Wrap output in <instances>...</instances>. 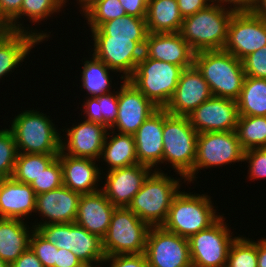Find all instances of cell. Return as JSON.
Segmentation results:
<instances>
[{
  "mask_svg": "<svg viewBox=\"0 0 266 267\" xmlns=\"http://www.w3.org/2000/svg\"><path fill=\"white\" fill-rule=\"evenodd\" d=\"M253 13L266 20V0H257Z\"/></svg>",
  "mask_w": 266,
  "mask_h": 267,
  "instance_id": "52",
  "label": "cell"
},
{
  "mask_svg": "<svg viewBox=\"0 0 266 267\" xmlns=\"http://www.w3.org/2000/svg\"><path fill=\"white\" fill-rule=\"evenodd\" d=\"M57 248L72 251L84 265L102 263V239L75 223L46 224L36 229Z\"/></svg>",
  "mask_w": 266,
  "mask_h": 267,
  "instance_id": "9",
  "label": "cell"
},
{
  "mask_svg": "<svg viewBox=\"0 0 266 267\" xmlns=\"http://www.w3.org/2000/svg\"><path fill=\"white\" fill-rule=\"evenodd\" d=\"M242 148H266V117L239 116L235 130Z\"/></svg>",
  "mask_w": 266,
  "mask_h": 267,
  "instance_id": "35",
  "label": "cell"
},
{
  "mask_svg": "<svg viewBox=\"0 0 266 267\" xmlns=\"http://www.w3.org/2000/svg\"><path fill=\"white\" fill-rule=\"evenodd\" d=\"M57 157L58 155L18 153L12 178L30 185Z\"/></svg>",
  "mask_w": 266,
  "mask_h": 267,
  "instance_id": "36",
  "label": "cell"
},
{
  "mask_svg": "<svg viewBox=\"0 0 266 267\" xmlns=\"http://www.w3.org/2000/svg\"><path fill=\"white\" fill-rule=\"evenodd\" d=\"M76 1L80 5L79 7L82 9L80 11L83 12L95 0H76Z\"/></svg>",
  "mask_w": 266,
  "mask_h": 267,
  "instance_id": "53",
  "label": "cell"
},
{
  "mask_svg": "<svg viewBox=\"0 0 266 267\" xmlns=\"http://www.w3.org/2000/svg\"><path fill=\"white\" fill-rule=\"evenodd\" d=\"M80 197L81 194L64 185L36 195L35 213L40 214L42 221L32 223L34 228L37 229L39 226L46 224L74 223Z\"/></svg>",
  "mask_w": 266,
  "mask_h": 267,
  "instance_id": "18",
  "label": "cell"
},
{
  "mask_svg": "<svg viewBox=\"0 0 266 267\" xmlns=\"http://www.w3.org/2000/svg\"><path fill=\"white\" fill-rule=\"evenodd\" d=\"M68 1L69 0H23L20 13L8 24L9 30L33 34L41 42L45 40L48 41L47 38L50 37V34L44 31L38 32L36 28L35 30H29V27L22 26L24 24L19 20L20 18L22 19V16L23 18L25 16L33 25L34 23L39 24L41 21L48 19V17L50 18L52 14L60 13L61 8L63 9Z\"/></svg>",
  "mask_w": 266,
  "mask_h": 267,
  "instance_id": "28",
  "label": "cell"
},
{
  "mask_svg": "<svg viewBox=\"0 0 266 267\" xmlns=\"http://www.w3.org/2000/svg\"><path fill=\"white\" fill-rule=\"evenodd\" d=\"M225 219L222 215L208 229L188 239L192 266L226 267L231 244L237 237H233Z\"/></svg>",
  "mask_w": 266,
  "mask_h": 267,
  "instance_id": "10",
  "label": "cell"
},
{
  "mask_svg": "<svg viewBox=\"0 0 266 267\" xmlns=\"http://www.w3.org/2000/svg\"><path fill=\"white\" fill-rule=\"evenodd\" d=\"M9 31L8 24L0 17V33Z\"/></svg>",
  "mask_w": 266,
  "mask_h": 267,
  "instance_id": "54",
  "label": "cell"
},
{
  "mask_svg": "<svg viewBox=\"0 0 266 267\" xmlns=\"http://www.w3.org/2000/svg\"><path fill=\"white\" fill-rule=\"evenodd\" d=\"M23 0H0V17L9 24L21 10Z\"/></svg>",
  "mask_w": 266,
  "mask_h": 267,
  "instance_id": "46",
  "label": "cell"
},
{
  "mask_svg": "<svg viewBox=\"0 0 266 267\" xmlns=\"http://www.w3.org/2000/svg\"><path fill=\"white\" fill-rule=\"evenodd\" d=\"M241 61L246 76L266 79V45Z\"/></svg>",
  "mask_w": 266,
  "mask_h": 267,
  "instance_id": "43",
  "label": "cell"
},
{
  "mask_svg": "<svg viewBox=\"0 0 266 267\" xmlns=\"http://www.w3.org/2000/svg\"><path fill=\"white\" fill-rule=\"evenodd\" d=\"M159 108L127 79L118 89L117 120L109 128L115 132L134 135L143 122Z\"/></svg>",
  "mask_w": 266,
  "mask_h": 267,
  "instance_id": "15",
  "label": "cell"
},
{
  "mask_svg": "<svg viewBox=\"0 0 266 267\" xmlns=\"http://www.w3.org/2000/svg\"><path fill=\"white\" fill-rule=\"evenodd\" d=\"M266 45V20L253 12L234 13L224 50L242 60Z\"/></svg>",
  "mask_w": 266,
  "mask_h": 267,
  "instance_id": "14",
  "label": "cell"
},
{
  "mask_svg": "<svg viewBox=\"0 0 266 267\" xmlns=\"http://www.w3.org/2000/svg\"><path fill=\"white\" fill-rule=\"evenodd\" d=\"M127 15L146 17L149 0H119Z\"/></svg>",
  "mask_w": 266,
  "mask_h": 267,
  "instance_id": "47",
  "label": "cell"
},
{
  "mask_svg": "<svg viewBox=\"0 0 266 267\" xmlns=\"http://www.w3.org/2000/svg\"><path fill=\"white\" fill-rule=\"evenodd\" d=\"M115 208L102 190L82 194L74 223L103 239L107 234Z\"/></svg>",
  "mask_w": 266,
  "mask_h": 267,
  "instance_id": "24",
  "label": "cell"
},
{
  "mask_svg": "<svg viewBox=\"0 0 266 267\" xmlns=\"http://www.w3.org/2000/svg\"><path fill=\"white\" fill-rule=\"evenodd\" d=\"M258 240H257L258 267H266V238Z\"/></svg>",
  "mask_w": 266,
  "mask_h": 267,
  "instance_id": "51",
  "label": "cell"
},
{
  "mask_svg": "<svg viewBox=\"0 0 266 267\" xmlns=\"http://www.w3.org/2000/svg\"><path fill=\"white\" fill-rule=\"evenodd\" d=\"M153 170L148 166L137 163L107 171V174H102L106 178L104 187L101 186L100 188L115 207H128Z\"/></svg>",
  "mask_w": 266,
  "mask_h": 267,
  "instance_id": "19",
  "label": "cell"
},
{
  "mask_svg": "<svg viewBox=\"0 0 266 267\" xmlns=\"http://www.w3.org/2000/svg\"><path fill=\"white\" fill-rule=\"evenodd\" d=\"M248 165L249 180L266 178V148L248 149L244 153V162ZM249 161V162H248Z\"/></svg>",
  "mask_w": 266,
  "mask_h": 267,
  "instance_id": "42",
  "label": "cell"
},
{
  "mask_svg": "<svg viewBox=\"0 0 266 267\" xmlns=\"http://www.w3.org/2000/svg\"><path fill=\"white\" fill-rule=\"evenodd\" d=\"M197 137L187 116L172 115L164 109L163 163H170L187 184L194 181Z\"/></svg>",
  "mask_w": 266,
  "mask_h": 267,
  "instance_id": "3",
  "label": "cell"
},
{
  "mask_svg": "<svg viewBox=\"0 0 266 267\" xmlns=\"http://www.w3.org/2000/svg\"><path fill=\"white\" fill-rule=\"evenodd\" d=\"M197 133L235 131L239 118L236 100L212 96L189 116Z\"/></svg>",
  "mask_w": 266,
  "mask_h": 267,
  "instance_id": "16",
  "label": "cell"
},
{
  "mask_svg": "<svg viewBox=\"0 0 266 267\" xmlns=\"http://www.w3.org/2000/svg\"><path fill=\"white\" fill-rule=\"evenodd\" d=\"M0 267H10V265L0 259Z\"/></svg>",
  "mask_w": 266,
  "mask_h": 267,
  "instance_id": "55",
  "label": "cell"
},
{
  "mask_svg": "<svg viewBox=\"0 0 266 267\" xmlns=\"http://www.w3.org/2000/svg\"><path fill=\"white\" fill-rule=\"evenodd\" d=\"M163 126L164 109H158L134 134L138 163L156 171H163L158 166L163 163Z\"/></svg>",
  "mask_w": 266,
  "mask_h": 267,
  "instance_id": "22",
  "label": "cell"
},
{
  "mask_svg": "<svg viewBox=\"0 0 266 267\" xmlns=\"http://www.w3.org/2000/svg\"><path fill=\"white\" fill-rule=\"evenodd\" d=\"M212 202L205 193L191 194L180 190L172 200L162 227L189 239L199 231L208 229L222 216L216 213Z\"/></svg>",
  "mask_w": 266,
  "mask_h": 267,
  "instance_id": "6",
  "label": "cell"
},
{
  "mask_svg": "<svg viewBox=\"0 0 266 267\" xmlns=\"http://www.w3.org/2000/svg\"><path fill=\"white\" fill-rule=\"evenodd\" d=\"M234 11L212 3L203 10L184 18L180 34L196 53L224 49L228 27Z\"/></svg>",
  "mask_w": 266,
  "mask_h": 267,
  "instance_id": "4",
  "label": "cell"
},
{
  "mask_svg": "<svg viewBox=\"0 0 266 267\" xmlns=\"http://www.w3.org/2000/svg\"><path fill=\"white\" fill-rule=\"evenodd\" d=\"M245 150L242 148L235 131L205 132L197 137L194 180L202 168H216L244 162Z\"/></svg>",
  "mask_w": 266,
  "mask_h": 267,
  "instance_id": "12",
  "label": "cell"
},
{
  "mask_svg": "<svg viewBox=\"0 0 266 267\" xmlns=\"http://www.w3.org/2000/svg\"><path fill=\"white\" fill-rule=\"evenodd\" d=\"M99 28L112 38H132V41H146L148 35L146 17L125 15L104 22Z\"/></svg>",
  "mask_w": 266,
  "mask_h": 267,
  "instance_id": "34",
  "label": "cell"
},
{
  "mask_svg": "<svg viewBox=\"0 0 266 267\" xmlns=\"http://www.w3.org/2000/svg\"><path fill=\"white\" fill-rule=\"evenodd\" d=\"M84 264L69 250L58 248L55 267H82Z\"/></svg>",
  "mask_w": 266,
  "mask_h": 267,
  "instance_id": "48",
  "label": "cell"
},
{
  "mask_svg": "<svg viewBox=\"0 0 266 267\" xmlns=\"http://www.w3.org/2000/svg\"><path fill=\"white\" fill-rule=\"evenodd\" d=\"M181 66L147 58L144 54L133 74L127 79L159 109H165L173 97Z\"/></svg>",
  "mask_w": 266,
  "mask_h": 267,
  "instance_id": "7",
  "label": "cell"
},
{
  "mask_svg": "<svg viewBox=\"0 0 266 267\" xmlns=\"http://www.w3.org/2000/svg\"><path fill=\"white\" fill-rule=\"evenodd\" d=\"M183 20L177 0H149L146 16L148 33H178Z\"/></svg>",
  "mask_w": 266,
  "mask_h": 267,
  "instance_id": "30",
  "label": "cell"
},
{
  "mask_svg": "<svg viewBox=\"0 0 266 267\" xmlns=\"http://www.w3.org/2000/svg\"><path fill=\"white\" fill-rule=\"evenodd\" d=\"M88 59V60H87ZM84 57L83 71L80 72L82 88L90 97H96L111 92L112 78L110 69L103 61L97 59L93 54L90 58ZM90 59V60H89Z\"/></svg>",
  "mask_w": 266,
  "mask_h": 267,
  "instance_id": "31",
  "label": "cell"
},
{
  "mask_svg": "<svg viewBox=\"0 0 266 267\" xmlns=\"http://www.w3.org/2000/svg\"><path fill=\"white\" fill-rule=\"evenodd\" d=\"M109 262L110 267H149L145 253L109 256L101 264Z\"/></svg>",
  "mask_w": 266,
  "mask_h": 267,
  "instance_id": "44",
  "label": "cell"
},
{
  "mask_svg": "<svg viewBox=\"0 0 266 267\" xmlns=\"http://www.w3.org/2000/svg\"><path fill=\"white\" fill-rule=\"evenodd\" d=\"M226 267H258L257 241L237 236L231 244Z\"/></svg>",
  "mask_w": 266,
  "mask_h": 267,
  "instance_id": "38",
  "label": "cell"
},
{
  "mask_svg": "<svg viewBox=\"0 0 266 267\" xmlns=\"http://www.w3.org/2000/svg\"><path fill=\"white\" fill-rule=\"evenodd\" d=\"M237 105L239 116L266 117V79L246 76Z\"/></svg>",
  "mask_w": 266,
  "mask_h": 267,
  "instance_id": "32",
  "label": "cell"
},
{
  "mask_svg": "<svg viewBox=\"0 0 266 267\" xmlns=\"http://www.w3.org/2000/svg\"><path fill=\"white\" fill-rule=\"evenodd\" d=\"M34 229L24 220L0 218V259L9 265L16 261L30 247Z\"/></svg>",
  "mask_w": 266,
  "mask_h": 267,
  "instance_id": "27",
  "label": "cell"
},
{
  "mask_svg": "<svg viewBox=\"0 0 266 267\" xmlns=\"http://www.w3.org/2000/svg\"><path fill=\"white\" fill-rule=\"evenodd\" d=\"M30 248L41 261L43 267H55L56 245L50 243L36 229L30 237Z\"/></svg>",
  "mask_w": 266,
  "mask_h": 267,
  "instance_id": "41",
  "label": "cell"
},
{
  "mask_svg": "<svg viewBox=\"0 0 266 267\" xmlns=\"http://www.w3.org/2000/svg\"><path fill=\"white\" fill-rule=\"evenodd\" d=\"M212 97L208 83L193 65L182 71L175 93L165 110L176 116H189Z\"/></svg>",
  "mask_w": 266,
  "mask_h": 267,
  "instance_id": "20",
  "label": "cell"
},
{
  "mask_svg": "<svg viewBox=\"0 0 266 267\" xmlns=\"http://www.w3.org/2000/svg\"><path fill=\"white\" fill-rule=\"evenodd\" d=\"M62 185V166L58 157L30 184L36 195L57 189Z\"/></svg>",
  "mask_w": 266,
  "mask_h": 267,
  "instance_id": "40",
  "label": "cell"
},
{
  "mask_svg": "<svg viewBox=\"0 0 266 267\" xmlns=\"http://www.w3.org/2000/svg\"><path fill=\"white\" fill-rule=\"evenodd\" d=\"M10 267H43V265L29 247Z\"/></svg>",
  "mask_w": 266,
  "mask_h": 267,
  "instance_id": "50",
  "label": "cell"
},
{
  "mask_svg": "<svg viewBox=\"0 0 266 267\" xmlns=\"http://www.w3.org/2000/svg\"><path fill=\"white\" fill-rule=\"evenodd\" d=\"M80 14L88 20L89 29L99 28L104 22L127 15L119 0H95Z\"/></svg>",
  "mask_w": 266,
  "mask_h": 267,
  "instance_id": "37",
  "label": "cell"
},
{
  "mask_svg": "<svg viewBox=\"0 0 266 267\" xmlns=\"http://www.w3.org/2000/svg\"><path fill=\"white\" fill-rule=\"evenodd\" d=\"M147 58L181 66L183 69L193 66L195 52L178 33H148L143 48Z\"/></svg>",
  "mask_w": 266,
  "mask_h": 267,
  "instance_id": "21",
  "label": "cell"
},
{
  "mask_svg": "<svg viewBox=\"0 0 266 267\" xmlns=\"http://www.w3.org/2000/svg\"><path fill=\"white\" fill-rule=\"evenodd\" d=\"M164 171L153 170L143 182L142 187L133 197L128 208L150 227L162 226L165 222L173 198L182 186L181 179Z\"/></svg>",
  "mask_w": 266,
  "mask_h": 267,
  "instance_id": "2",
  "label": "cell"
},
{
  "mask_svg": "<svg viewBox=\"0 0 266 267\" xmlns=\"http://www.w3.org/2000/svg\"><path fill=\"white\" fill-rule=\"evenodd\" d=\"M93 55L103 61L110 69L122 73L120 79H128L143 57L146 41H132V38H112L100 28L91 29Z\"/></svg>",
  "mask_w": 266,
  "mask_h": 267,
  "instance_id": "11",
  "label": "cell"
},
{
  "mask_svg": "<svg viewBox=\"0 0 266 267\" xmlns=\"http://www.w3.org/2000/svg\"><path fill=\"white\" fill-rule=\"evenodd\" d=\"M52 121L49 115L34 109L15 116L9 129L18 153L58 155L62 135Z\"/></svg>",
  "mask_w": 266,
  "mask_h": 267,
  "instance_id": "5",
  "label": "cell"
},
{
  "mask_svg": "<svg viewBox=\"0 0 266 267\" xmlns=\"http://www.w3.org/2000/svg\"><path fill=\"white\" fill-rule=\"evenodd\" d=\"M149 229L150 226L128 207H116L102 239L105 257L145 253Z\"/></svg>",
  "mask_w": 266,
  "mask_h": 267,
  "instance_id": "8",
  "label": "cell"
},
{
  "mask_svg": "<svg viewBox=\"0 0 266 267\" xmlns=\"http://www.w3.org/2000/svg\"><path fill=\"white\" fill-rule=\"evenodd\" d=\"M65 129L66 135L62 134L65 138H61V151L64 154L72 157L91 158L100 162L103 144L109 130L106 125L83 120V122L73 124L70 128L65 127Z\"/></svg>",
  "mask_w": 266,
  "mask_h": 267,
  "instance_id": "17",
  "label": "cell"
},
{
  "mask_svg": "<svg viewBox=\"0 0 266 267\" xmlns=\"http://www.w3.org/2000/svg\"><path fill=\"white\" fill-rule=\"evenodd\" d=\"M100 158L107 164L108 171L137 164L134 135L116 133L109 129Z\"/></svg>",
  "mask_w": 266,
  "mask_h": 267,
  "instance_id": "29",
  "label": "cell"
},
{
  "mask_svg": "<svg viewBox=\"0 0 266 267\" xmlns=\"http://www.w3.org/2000/svg\"><path fill=\"white\" fill-rule=\"evenodd\" d=\"M193 65L208 83L212 96L238 100L246 77L241 60L224 49L204 50L194 54Z\"/></svg>",
  "mask_w": 266,
  "mask_h": 267,
  "instance_id": "1",
  "label": "cell"
},
{
  "mask_svg": "<svg viewBox=\"0 0 266 267\" xmlns=\"http://www.w3.org/2000/svg\"><path fill=\"white\" fill-rule=\"evenodd\" d=\"M62 166L63 185L79 194L94 193L99 190L102 167L91 158L72 157L62 151L58 154ZM102 171V173H101ZM102 178V179H101ZM98 186V187H97Z\"/></svg>",
  "mask_w": 266,
  "mask_h": 267,
  "instance_id": "23",
  "label": "cell"
},
{
  "mask_svg": "<svg viewBox=\"0 0 266 267\" xmlns=\"http://www.w3.org/2000/svg\"><path fill=\"white\" fill-rule=\"evenodd\" d=\"M181 16L184 18L197 13L208 7L212 2L210 0H177Z\"/></svg>",
  "mask_w": 266,
  "mask_h": 267,
  "instance_id": "45",
  "label": "cell"
},
{
  "mask_svg": "<svg viewBox=\"0 0 266 267\" xmlns=\"http://www.w3.org/2000/svg\"><path fill=\"white\" fill-rule=\"evenodd\" d=\"M40 43L37 37L26 32L9 30L0 34V79L19 68L33 47Z\"/></svg>",
  "mask_w": 266,
  "mask_h": 267,
  "instance_id": "26",
  "label": "cell"
},
{
  "mask_svg": "<svg viewBox=\"0 0 266 267\" xmlns=\"http://www.w3.org/2000/svg\"><path fill=\"white\" fill-rule=\"evenodd\" d=\"M100 265H102V264H95V265H83L82 267H102V266H100Z\"/></svg>",
  "mask_w": 266,
  "mask_h": 267,
  "instance_id": "56",
  "label": "cell"
},
{
  "mask_svg": "<svg viewBox=\"0 0 266 267\" xmlns=\"http://www.w3.org/2000/svg\"><path fill=\"white\" fill-rule=\"evenodd\" d=\"M256 3L257 0H219L217 2V4H219L220 6L224 7L225 9L234 11L235 13L253 12ZM225 4H230V6L227 5V7Z\"/></svg>",
  "mask_w": 266,
  "mask_h": 267,
  "instance_id": "49",
  "label": "cell"
},
{
  "mask_svg": "<svg viewBox=\"0 0 266 267\" xmlns=\"http://www.w3.org/2000/svg\"><path fill=\"white\" fill-rule=\"evenodd\" d=\"M17 148L13 133L6 127L0 130V180L11 178L16 158Z\"/></svg>",
  "mask_w": 266,
  "mask_h": 267,
  "instance_id": "39",
  "label": "cell"
},
{
  "mask_svg": "<svg viewBox=\"0 0 266 267\" xmlns=\"http://www.w3.org/2000/svg\"><path fill=\"white\" fill-rule=\"evenodd\" d=\"M212 3H217L219 0H210Z\"/></svg>",
  "mask_w": 266,
  "mask_h": 267,
  "instance_id": "57",
  "label": "cell"
},
{
  "mask_svg": "<svg viewBox=\"0 0 266 267\" xmlns=\"http://www.w3.org/2000/svg\"><path fill=\"white\" fill-rule=\"evenodd\" d=\"M35 202L36 194L29 184L12 177L0 180V218L28 219L35 213Z\"/></svg>",
  "mask_w": 266,
  "mask_h": 267,
  "instance_id": "25",
  "label": "cell"
},
{
  "mask_svg": "<svg viewBox=\"0 0 266 267\" xmlns=\"http://www.w3.org/2000/svg\"><path fill=\"white\" fill-rule=\"evenodd\" d=\"M113 92V93H112ZM96 97L87 98L83 102L84 119L99 122L110 128L117 120L118 91H112Z\"/></svg>",
  "mask_w": 266,
  "mask_h": 267,
  "instance_id": "33",
  "label": "cell"
},
{
  "mask_svg": "<svg viewBox=\"0 0 266 267\" xmlns=\"http://www.w3.org/2000/svg\"><path fill=\"white\" fill-rule=\"evenodd\" d=\"M145 255L149 267H191L189 241L187 238L164 229L150 227Z\"/></svg>",
  "mask_w": 266,
  "mask_h": 267,
  "instance_id": "13",
  "label": "cell"
}]
</instances>
